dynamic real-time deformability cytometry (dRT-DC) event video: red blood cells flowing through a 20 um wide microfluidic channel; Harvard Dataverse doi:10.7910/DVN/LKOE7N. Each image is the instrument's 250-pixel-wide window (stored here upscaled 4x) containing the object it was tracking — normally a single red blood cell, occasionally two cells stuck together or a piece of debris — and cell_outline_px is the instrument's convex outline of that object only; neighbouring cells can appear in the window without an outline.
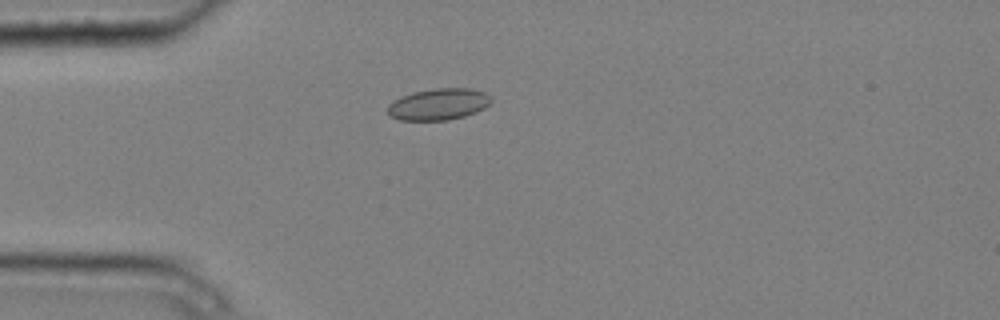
{"species": "common noctule bat (a hibernating species)", "species_latin": "Nyctalus noctula", "temperature_condition": "cold", "stored_images_in_passage": 3, "camera_frame_rate_fps": 3000, "um_per_image_px": 0.085, "animal": {"sex": "male", "body_mass_g": 20.4}, "frame": {"image": 1, "passage_image": 3, "time_ms": 0.667, "image_size_px": [1000, 320], "cell_outline_px": [[492, 100], [484, 108], [476, 112], [464, 116], [448, 120], [400, 120], [388, 116], [388, 104], [400, 96], [412, 92], [436, 88], [468, 88], [484, 92], [492, 96]], "centroid_in_image_um": [37.26, 8.86], "position_along_channel_um": 47.7, "area_um2": 19.13}}